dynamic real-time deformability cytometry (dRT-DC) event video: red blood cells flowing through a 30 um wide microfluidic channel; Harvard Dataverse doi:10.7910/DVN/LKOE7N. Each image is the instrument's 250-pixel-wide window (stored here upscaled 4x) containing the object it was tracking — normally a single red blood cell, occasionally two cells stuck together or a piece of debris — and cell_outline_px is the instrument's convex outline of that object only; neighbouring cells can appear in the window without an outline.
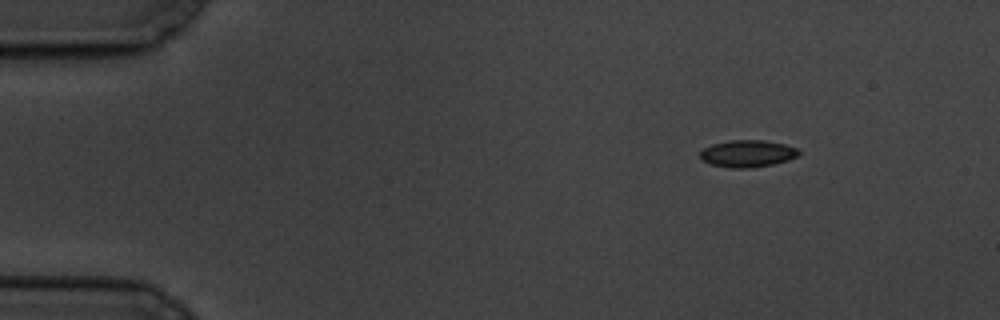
{"species": "common noctule bat (a hibernating species)", "species_latin": "Nyctalus noctula", "temperature_condition": "cold", "stored_images_in_passage": 4, "camera_frame_rate_fps": 3000, "um_per_image_px": 0.085, "animal": {"sex": "male", "body_mass_g": 19.5, "forearm_length_mm": 54.6}, "frame": {"image": 1, "passage_image": 1, "time_ms": 0.0, "image_size_px": [1000, 320], "cell_outline_px": [[800, 152], [796, 156], [788, 160], [772, 164], [748, 168], [732, 168], [712, 164], [700, 160], [700, 152], [704, 148], [712, 144], [728, 140], [764, 140], [784, 144], [796, 148]], "centroid_in_image_um": [63.5, 13.05], "position_along_channel_um": 21.5, "area_um2": 15.43}}
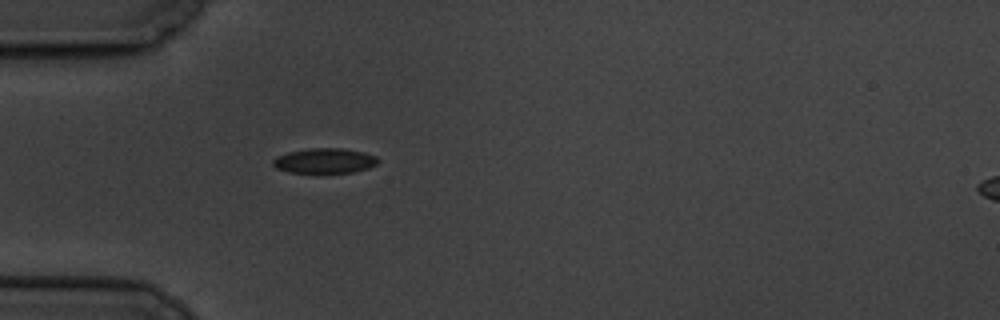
{"frame": {"image": 2, "passage_image": 4, "time_ms": 3.333, "image_size_px": [1000, 320], "cell_outline_px": [[380, 160], [376, 164], [368, 168], [352, 172], [324, 176], [320, 176], [288, 172], [276, 168], [272, 164], [272, 160], [276, 156], [288, 152], [308, 148], [340, 148], [364, 152], [376, 156]], "centroid_in_image_um": [27.56, 13.72], "position_along_channel_um": 57.4, "area_um2": 16.24}}